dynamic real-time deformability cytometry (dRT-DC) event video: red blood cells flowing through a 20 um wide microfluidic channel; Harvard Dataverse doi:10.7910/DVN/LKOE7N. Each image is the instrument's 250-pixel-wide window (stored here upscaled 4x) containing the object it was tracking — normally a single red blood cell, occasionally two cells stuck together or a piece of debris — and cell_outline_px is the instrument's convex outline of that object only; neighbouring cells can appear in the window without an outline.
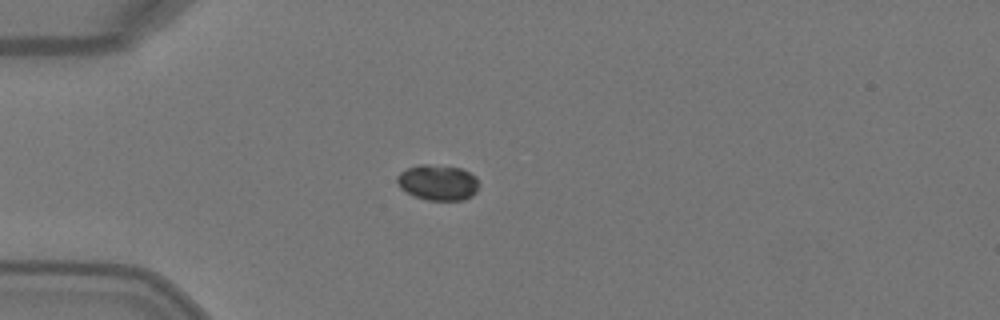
{"species": "Egyptian fruit bat (a non-hibernating species)", "species_latin": "Rousettus aegyptiacus", "temperature_condition": "warm", "stored_images_in_passage": 6, "camera_frame_rate_fps": 3000, "um_per_image_px": 0.085, "animal": {"sex": "female"}, "frame": {"image": 1, "passage_image": 5, "time_ms": 1.333, "image_size_px": [1000, 320], "cell_outline_px": [[480, 184], [476, 192], [472, 196], [464, 200], [428, 200], [404, 192], [400, 188], [396, 180], [396, 176], [400, 172], [408, 168], [420, 164], [428, 164], [460, 168], [476, 176]], "centroid_in_image_um": [37.22, 15.52], "position_along_channel_um": 47.8, "area_um2": 17.11}}